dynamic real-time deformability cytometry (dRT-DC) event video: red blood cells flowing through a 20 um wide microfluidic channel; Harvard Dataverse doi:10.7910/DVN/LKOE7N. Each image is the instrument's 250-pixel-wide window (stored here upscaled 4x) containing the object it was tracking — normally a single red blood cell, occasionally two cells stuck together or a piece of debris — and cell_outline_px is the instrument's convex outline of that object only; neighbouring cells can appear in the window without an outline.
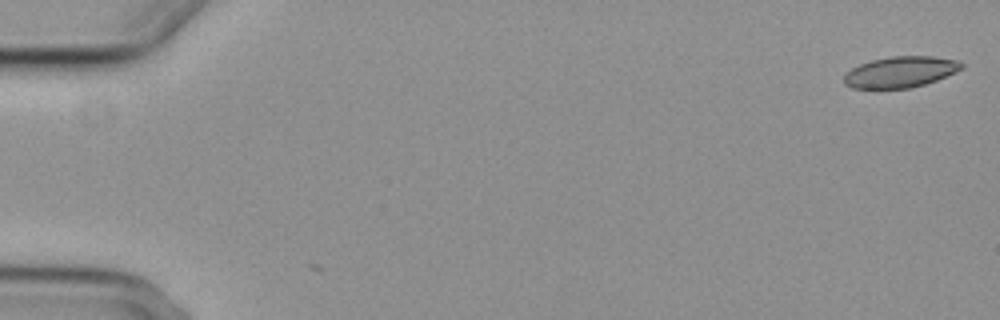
{"species": "common noctule bat (a hibernating species)", "species_latin": "Nyctalus noctula", "temperature_condition": "cold", "stored_images_in_passage": 4, "camera_frame_rate_fps": 3000, "um_per_image_px": 0.085, "animal": {"sex": "female", "body_mass_g": 29.2, "forearm_length_mm": 56.3}, "frame": {"image": 1, "passage_image": 1, "time_ms": 0.0, "image_size_px": [1000, 320], "cell_outline_px": [[964, 68], [936, 80], [924, 84], [908, 88], [852, 88], [844, 84], [844, 72], [860, 64], [872, 60], [892, 56], [932, 56], [960, 60], [964, 64]], "centroid_in_image_um": [76.54, 6.11], "position_along_channel_um": 8.5, "area_um2": 21.27}}